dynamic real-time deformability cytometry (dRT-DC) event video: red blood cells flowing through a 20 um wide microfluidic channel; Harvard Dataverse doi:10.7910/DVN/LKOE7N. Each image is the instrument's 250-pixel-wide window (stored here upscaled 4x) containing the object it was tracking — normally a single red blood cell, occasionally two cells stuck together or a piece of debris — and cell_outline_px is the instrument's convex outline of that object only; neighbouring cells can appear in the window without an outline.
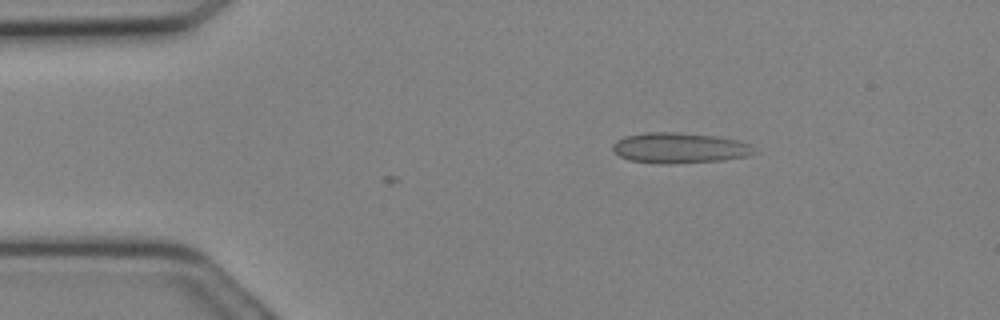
{"species": "Egyptian fruit bat (a non-hibernating species)", "species_latin": "Rousettus aegyptiacus", "temperature_condition": "cold", "stored_images_in_passage": 5, "camera_frame_rate_fps": 3000, "um_per_image_px": 0.085, "animal": {"sex": "female"}, "frame": {"image": 1, "passage_image": 5, "time_ms": 1.333, "image_size_px": [1000, 320], "cell_outline_px": [[756, 152], [748, 156], [724, 160], [668, 164], [660, 164], [628, 160], [612, 152], [612, 144], [616, 140], [624, 136], [644, 132], [676, 132], [720, 136], [740, 140], [752, 144]], "centroid_in_image_um": [57.76, 12.57], "position_along_channel_um": 27.2, "area_um2": 25.72}}